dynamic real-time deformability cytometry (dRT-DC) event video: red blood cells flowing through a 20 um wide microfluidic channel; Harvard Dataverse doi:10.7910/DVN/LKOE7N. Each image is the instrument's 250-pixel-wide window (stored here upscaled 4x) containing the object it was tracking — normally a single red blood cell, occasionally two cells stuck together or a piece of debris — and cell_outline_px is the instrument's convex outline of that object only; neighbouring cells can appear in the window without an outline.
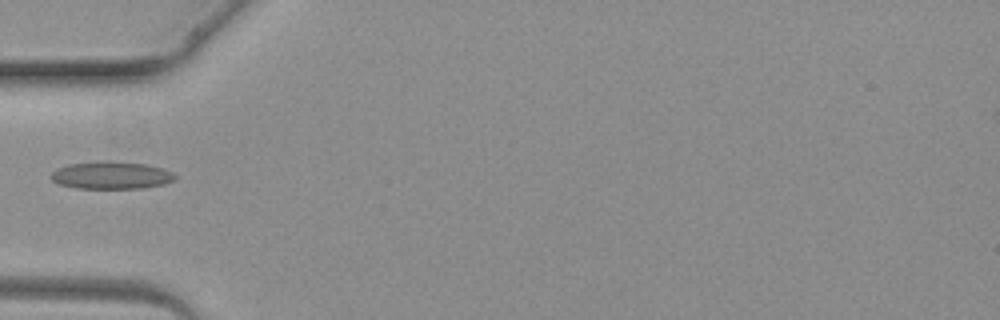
{"species": "common noctule bat (a hibernating species)", "species_latin": "Nyctalus noctula", "temperature_condition": "warm", "stored_images_in_passage": 1, "camera_frame_rate_fps": 3000, "um_per_image_px": 0.085, "animal": {"sex": "female", "body_mass_g": 19.3, "forearm_length_mm": 54.1}, "frame": {"image": 1, "passage_image": 1, "time_ms": 0.0, "image_size_px": [1000, 320], "cell_outline_px": [[176, 176], [172, 180], [164, 184], [140, 188], [76, 188], [60, 184], [52, 180], [52, 172], [56, 168], [68, 164], [104, 160], [112, 160], [148, 164], [172, 172]], "centroid_in_image_um": [9.44, 14.88], "position_along_channel_um": 75.6, "area_um2": 19.88}}